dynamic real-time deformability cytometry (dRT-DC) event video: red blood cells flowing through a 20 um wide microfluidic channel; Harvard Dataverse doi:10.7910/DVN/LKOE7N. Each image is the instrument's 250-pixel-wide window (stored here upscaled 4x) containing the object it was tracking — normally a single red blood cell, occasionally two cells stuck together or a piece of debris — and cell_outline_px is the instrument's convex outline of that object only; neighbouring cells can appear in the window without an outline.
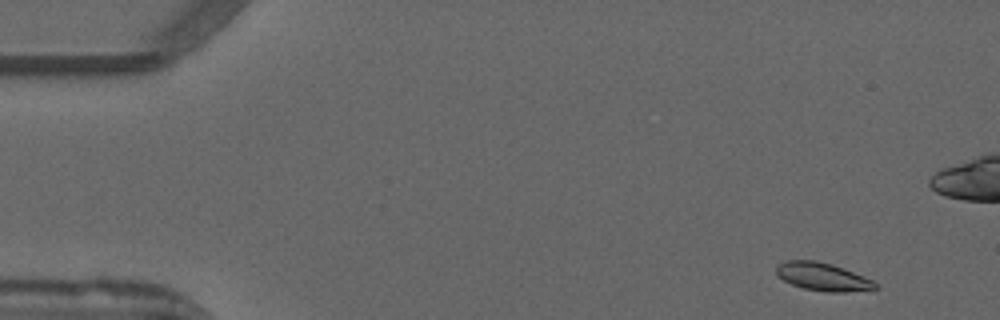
{"species": "common noctule bat (a hibernating species)", "species_latin": "Nyctalus noctula", "temperature_condition": "warm", "stored_images_in_passage": 52, "camera_frame_rate_fps": 3000, "um_per_image_px": 0.085, "animal": {"sex": "male", "forearm_length_mm": 52.5}, "frame": {"image": 1, "passage_image": 3, "time_ms": 0.667, "image_size_px": [1000, 320], "cell_outline_px": [[880, 288], [844, 292], [828, 292], [804, 288], [792, 284], [776, 276], [776, 268], [784, 260], [816, 260], [832, 264], [864, 276], [872, 280]], "centroid_in_image_um": [69.92, 23.51], "position_along_channel_um": 15.1, "area_um2": 16.07}}
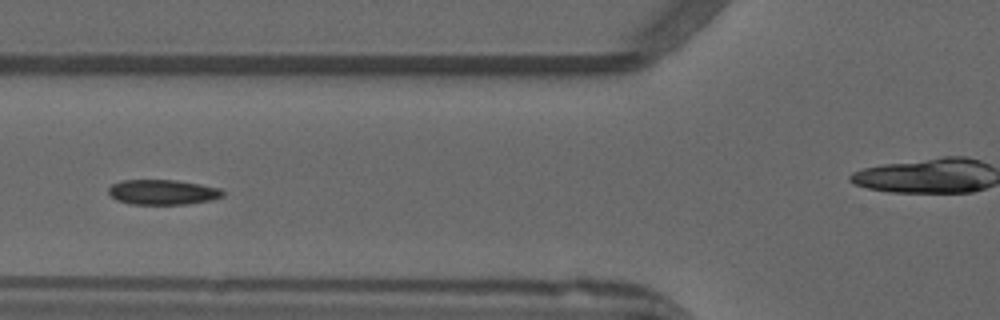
{"frame": {"image": 2, "passage_image": 19, "time_ms": 6.0, "image_size_px": [1000, 320], "cell_outline_px": [[224, 196], [212, 200], [188, 204], [132, 204], [116, 200], [108, 192], [108, 188], [112, 184], [124, 180], [176, 180], [200, 184], [220, 188], [224, 192]], "centroid_in_image_um": [13.85, 16.33], "position_along_channel_um": 111.9, "area_um2": 16.7}}
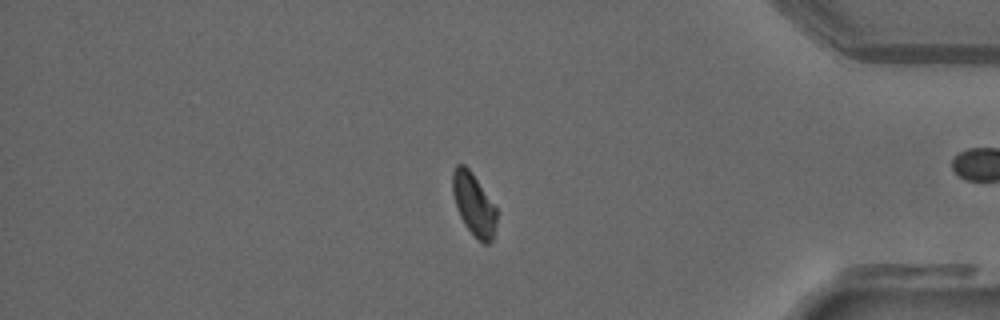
{"frame": {"image": 3, "passage_image": 43, "time_ms": 14.0, "image_size_px": [1000, 320], "cell_outline_px": [[496, 224], [492, 240], [488, 244], [484, 244], [464, 224], [460, 216], [452, 192], [452, 172], [456, 164], [464, 164], [472, 172], [496, 208]], "centroid_in_image_um": [40.26, 17.34], "position_along_channel_um": 394.9, "area_um2": 15.72}, "authors_computed_cell_mechanics": {"area_um2": 16.7331, "velocity_mm_per_s": 3.9165, "shape_relaxation_time_tau1_ms": null, "shape_relaxation_time_tau2_ms": 2.5446, "deformation_change_tau1": null, "deformation_change_tau2": 0.0702}}